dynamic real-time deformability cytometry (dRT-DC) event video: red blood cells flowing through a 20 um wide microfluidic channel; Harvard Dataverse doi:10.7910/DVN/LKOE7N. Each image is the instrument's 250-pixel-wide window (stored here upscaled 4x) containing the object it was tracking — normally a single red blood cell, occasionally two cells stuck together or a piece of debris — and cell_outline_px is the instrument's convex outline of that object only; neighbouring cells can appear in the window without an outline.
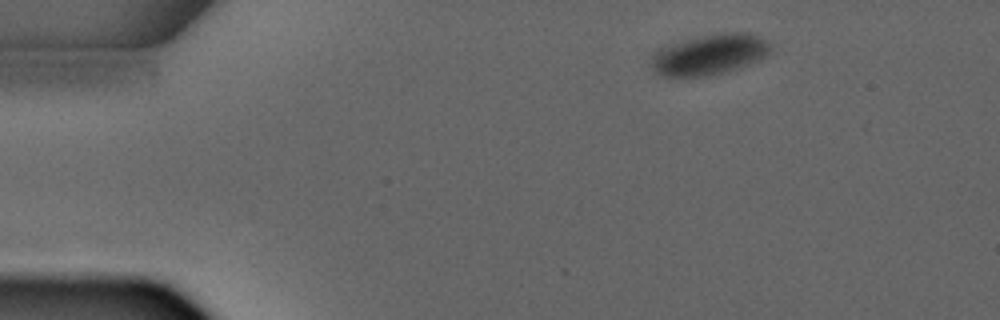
{"species": "common noctule bat (a hibernating species)", "species_latin": "Nyctalus noctula", "temperature_condition": "warm", "stored_images_in_passage": 2, "camera_frame_rate_fps": 3000, "um_per_image_px": 0.085, "animal": {"sex": "male", "forearm_length_mm": 52.5}, "frame": {"image": 1, "passage_image": 2, "time_ms": 2.333, "image_size_px": [1000, 320], "cell_outline_px": [[772, 52], [760, 60], [724, 72], [704, 76], [664, 76], [656, 72], [648, 64], [648, 60], [652, 52], [668, 44], [700, 36], [720, 32], [756, 32], [772, 44]], "centroid_in_image_um": [60.32, 4.6], "position_along_channel_um": 24.7, "area_um2": 28.84}}